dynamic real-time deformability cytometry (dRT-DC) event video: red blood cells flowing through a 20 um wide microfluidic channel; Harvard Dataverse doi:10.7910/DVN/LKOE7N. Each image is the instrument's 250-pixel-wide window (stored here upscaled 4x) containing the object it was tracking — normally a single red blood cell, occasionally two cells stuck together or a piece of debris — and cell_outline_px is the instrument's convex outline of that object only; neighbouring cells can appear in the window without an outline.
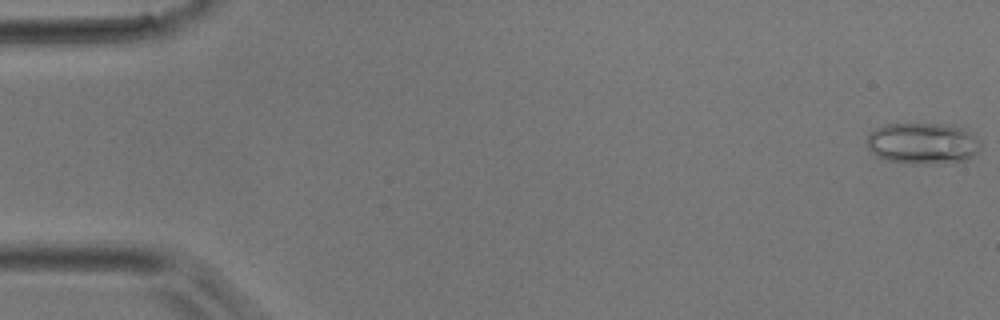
{"species": "common noctule bat (a hibernating species)", "species_latin": "Nyctalus noctula", "temperature_condition": "room temperature", "stored_images_in_passage": 45, "camera_frame_rate_fps": 3000, "um_per_image_px": 0.085, "animal": {"sex": "male", "body_mass_g": 17.9}, "frame": {"image": 1, "passage_image": 1, "time_ms": 0.0, "image_size_px": [1000, 320], "cell_outline_px": [[980, 152], [968, 160], [932, 164], [912, 164], [888, 160], [876, 156], [868, 148], [868, 136], [876, 128], [884, 124], [948, 124], [964, 128], [972, 132], [980, 144]], "centroid_in_image_um": [78.48, 12.19], "position_along_channel_um": 6.5, "area_um2": 27.63}}
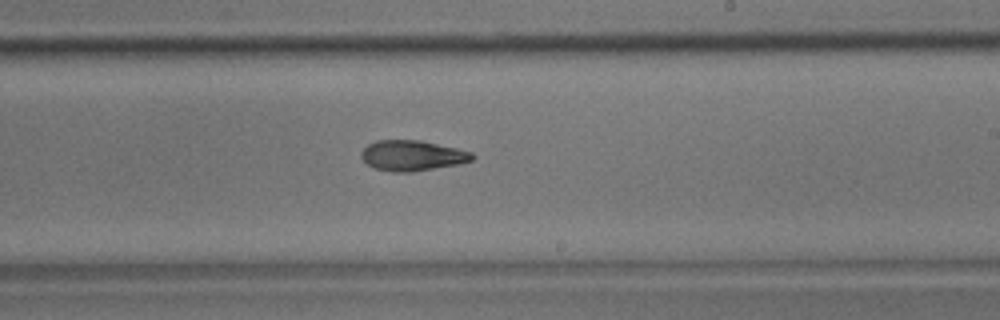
{"frame": {"image": 2, "passage_image": 27, "time_ms": 8.667, "image_size_px": [1000, 320], "cell_outline_px": [[476, 156], [472, 160], [460, 164], [412, 172], [392, 172], [376, 168], [368, 164], [360, 156], [360, 152], [368, 144], [376, 140], [420, 140], [456, 148], [472, 152]], "centroid_in_image_um": [35.05, 13.22], "position_along_channel_um": 253.9, "area_um2": 19.71}}
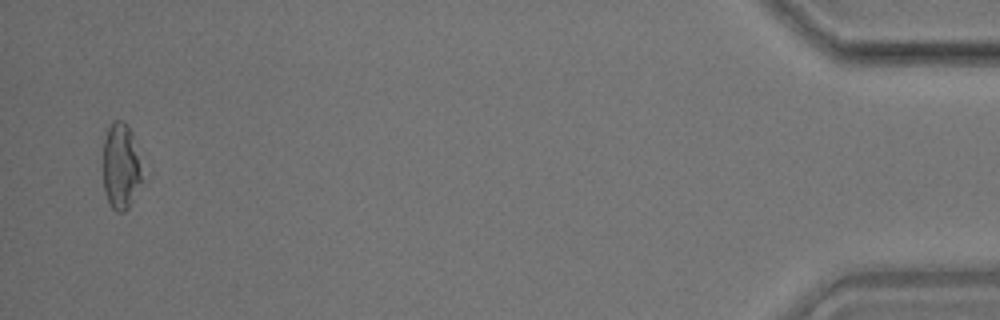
{"frame": {"image": 3, "passage_image": 44, "time_ms": 14.333, "image_size_px": [1000, 320], "cell_outline_px": [[148, 176], [128, 208], [124, 212], [116, 212], [112, 208], [104, 192], [104, 140], [108, 128], [112, 120], [124, 120], [128, 124]], "centroid_in_image_um": [10.37, 14.16], "position_along_channel_um": 424.8, "area_um2": 20.63}}